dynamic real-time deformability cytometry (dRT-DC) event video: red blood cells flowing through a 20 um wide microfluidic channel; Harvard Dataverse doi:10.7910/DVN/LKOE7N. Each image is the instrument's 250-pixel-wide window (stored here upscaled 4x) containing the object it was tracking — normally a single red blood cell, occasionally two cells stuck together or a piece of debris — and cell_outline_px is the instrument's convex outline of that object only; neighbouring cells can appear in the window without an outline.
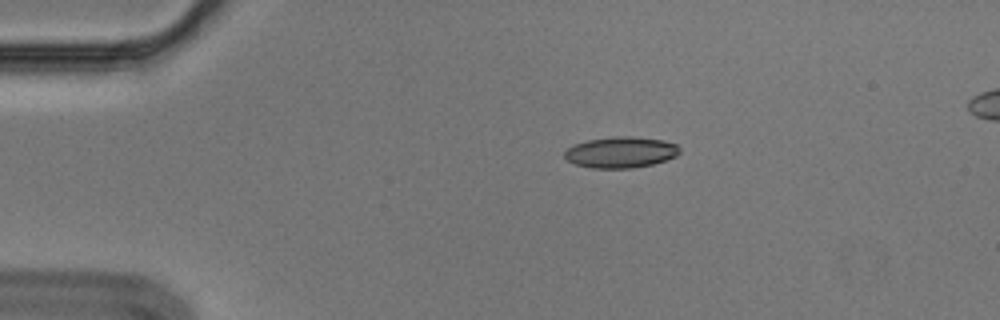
{"species": "Egyptian fruit bat (a non-hibernating species)", "species_latin": "Rousettus aegyptiacus", "temperature_condition": "cold", "stored_images_in_passage": 3, "camera_frame_rate_fps": 3000, "um_per_image_px": 0.085, "animal": {"sex": "male"}, "frame": {"image": 1, "passage_image": 1, "time_ms": 0.0, "image_size_px": [1000, 320], "cell_outline_px": [[680, 152], [676, 156], [652, 164], [632, 168], [592, 168], [576, 164], [568, 160], [564, 156], [564, 152], [572, 144], [588, 140], [616, 136], [632, 136], [664, 140], [676, 144], [680, 148]], "centroid_in_image_um": [52.76, 12.93], "position_along_channel_um": 32.2, "area_um2": 20.81}}